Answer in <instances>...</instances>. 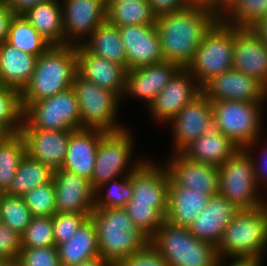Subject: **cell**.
Segmentation results:
<instances>
[{"label":"cell","instance_id":"f35d334b","mask_svg":"<svg viewBox=\"0 0 267 266\" xmlns=\"http://www.w3.org/2000/svg\"><path fill=\"white\" fill-rule=\"evenodd\" d=\"M23 112L20 91L10 87L0 89V134L19 133Z\"/></svg>","mask_w":267,"mask_h":266},{"label":"cell","instance_id":"44dd1931","mask_svg":"<svg viewBox=\"0 0 267 266\" xmlns=\"http://www.w3.org/2000/svg\"><path fill=\"white\" fill-rule=\"evenodd\" d=\"M74 130L20 129L26 154L53 170L62 167L70 135Z\"/></svg>","mask_w":267,"mask_h":266},{"label":"cell","instance_id":"e0dca14e","mask_svg":"<svg viewBox=\"0 0 267 266\" xmlns=\"http://www.w3.org/2000/svg\"><path fill=\"white\" fill-rule=\"evenodd\" d=\"M232 69L256 78L267 88V45L252 28L234 26Z\"/></svg>","mask_w":267,"mask_h":266},{"label":"cell","instance_id":"cb8c5ba5","mask_svg":"<svg viewBox=\"0 0 267 266\" xmlns=\"http://www.w3.org/2000/svg\"><path fill=\"white\" fill-rule=\"evenodd\" d=\"M240 147L218 130L215 119L203 129V135L186 146L181 153L190 160L221 166Z\"/></svg>","mask_w":267,"mask_h":266},{"label":"cell","instance_id":"ee69618b","mask_svg":"<svg viewBox=\"0 0 267 266\" xmlns=\"http://www.w3.org/2000/svg\"><path fill=\"white\" fill-rule=\"evenodd\" d=\"M18 261L21 266H61L56 246L22 248Z\"/></svg>","mask_w":267,"mask_h":266},{"label":"cell","instance_id":"c3c4849f","mask_svg":"<svg viewBox=\"0 0 267 266\" xmlns=\"http://www.w3.org/2000/svg\"><path fill=\"white\" fill-rule=\"evenodd\" d=\"M15 13L5 0H0V43L6 41L10 23Z\"/></svg>","mask_w":267,"mask_h":266},{"label":"cell","instance_id":"7dc6e473","mask_svg":"<svg viewBox=\"0 0 267 266\" xmlns=\"http://www.w3.org/2000/svg\"><path fill=\"white\" fill-rule=\"evenodd\" d=\"M152 12L157 16L164 13L179 11L190 6L188 0H147Z\"/></svg>","mask_w":267,"mask_h":266},{"label":"cell","instance_id":"2e32d148","mask_svg":"<svg viewBox=\"0 0 267 266\" xmlns=\"http://www.w3.org/2000/svg\"><path fill=\"white\" fill-rule=\"evenodd\" d=\"M124 44L127 70L163 62L162 47L155 24L118 27Z\"/></svg>","mask_w":267,"mask_h":266},{"label":"cell","instance_id":"816d5d0a","mask_svg":"<svg viewBox=\"0 0 267 266\" xmlns=\"http://www.w3.org/2000/svg\"><path fill=\"white\" fill-rule=\"evenodd\" d=\"M223 260L225 259L219 258L216 266H223L222 265L224 264ZM233 261L231 264L229 263L227 266H261L262 265L261 263L262 260L254 259V258H233Z\"/></svg>","mask_w":267,"mask_h":266},{"label":"cell","instance_id":"4fadbf2b","mask_svg":"<svg viewBox=\"0 0 267 266\" xmlns=\"http://www.w3.org/2000/svg\"><path fill=\"white\" fill-rule=\"evenodd\" d=\"M201 89L211 102L223 100L263 102L267 97V88L261 82L234 69L213 77Z\"/></svg>","mask_w":267,"mask_h":266},{"label":"cell","instance_id":"60d3db41","mask_svg":"<svg viewBox=\"0 0 267 266\" xmlns=\"http://www.w3.org/2000/svg\"><path fill=\"white\" fill-rule=\"evenodd\" d=\"M56 246L52 217L33 216L21 235V248Z\"/></svg>","mask_w":267,"mask_h":266},{"label":"cell","instance_id":"94428289","mask_svg":"<svg viewBox=\"0 0 267 266\" xmlns=\"http://www.w3.org/2000/svg\"><path fill=\"white\" fill-rule=\"evenodd\" d=\"M3 261H4V260L0 257V265L2 264Z\"/></svg>","mask_w":267,"mask_h":266},{"label":"cell","instance_id":"5bb4252c","mask_svg":"<svg viewBox=\"0 0 267 266\" xmlns=\"http://www.w3.org/2000/svg\"><path fill=\"white\" fill-rule=\"evenodd\" d=\"M201 93L198 81L186 68H181L154 98L149 112L155 120L166 123Z\"/></svg>","mask_w":267,"mask_h":266},{"label":"cell","instance_id":"f1b7e54d","mask_svg":"<svg viewBox=\"0 0 267 266\" xmlns=\"http://www.w3.org/2000/svg\"><path fill=\"white\" fill-rule=\"evenodd\" d=\"M61 266H75L100 257L97 230L89 217L66 242L57 246Z\"/></svg>","mask_w":267,"mask_h":266},{"label":"cell","instance_id":"7c38bea8","mask_svg":"<svg viewBox=\"0 0 267 266\" xmlns=\"http://www.w3.org/2000/svg\"><path fill=\"white\" fill-rule=\"evenodd\" d=\"M62 4L64 45H82V38L90 37L106 21L104 0H63Z\"/></svg>","mask_w":267,"mask_h":266},{"label":"cell","instance_id":"d4e9b609","mask_svg":"<svg viewBox=\"0 0 267 266\" xmlns=\"http://www.w3.org/2000/svg\"><path fill=\"white\" fill-rule=\"evenodd\" d=\"M106 133L103 130L89 128L74 130L70 135L61 169L74 172L90 180L94 172L99 141Z\"/></svg>","mask_w":267,"mask_h":266},{"label":"cell","instance_id":"603a6c76","mask_svg":"<svg viewBox=\"0 0 267 266\" xmlns=\"http://www.w3.org/2000/svg\"><path fill=\"white\" fill-rule=\"evenodd\" d=\"M126 71L122 65L88 53L81 45L77 46V73L82 78L113 91L120 98L124 97Z\"/></svg>","mask_w":267,"mask_h":266},{"label":"cell","instance_id":"ac0fdd59","mask_svg":"<svg viewBox=\"0 0 267 266\" xmlns=\"http://www.w3.org/2000/svg\"><path fill=\"white\" fill-rule=\"evenodd\" d=\"M213 119L212 102L203 93L183 107L171 120L174 153L181 152L202 136L203 129Z\"/></svg>","mask_w":267,"mask_h":266},{"label":"cell","instance_id":"6da1fadb","mask_svg":"<svg viewBox=\"0 0 267 266\" xmlns=\"http://www.w3.org/2000/svg\"><path fill=\"white\" fill-rule=\"evenodd\" d=\"M219 20V12L201 5H190L179 11L157 15L155 26L163 61L186 68L204 36Z\"/></svg>","mask_w":267,"mask_h":266},{"label":"cell","instance_id":"db71d44e","mask_svg":"<svg viewBox=\"0 0 267 266\" xmlns=\"http://www.w3.org/2000/svg\"><path fill=\"white\" fill-rule=\"evenodd\" d=\"M191 5H201L210 7L217 12L221 11V0H188Z\"/></svg>","mask_w":267,"mask_h":266},{"label":"cell","instance_id":"5b68a950","mask_svg":"<svg viewBox=\"0 0 267 266\" xmlns=\"http://www.w3.org/2000/svg\"><path fill=\"white\" fill-rule=\"evenodd\" d=\"M152 246L168 266H216L217 247L197 239L186 227L164 221L150 238Z\"/></svg>","mask_w":267,"mask_h":266},{"label":"cell","instance_id":"d590c367","mask_svg":"<svg viewBox=\"0 0 267 266\" xmlns=\"http://www.w3.org/2000/svg\"><path fill=\"white\" fill-rule=\"evenodd\" d=\"M25 154V142L20 132L0 135V191L2 193L9 188Z\"/></svg>","mask_w":267,"mask_h":266},{"label":"cell","instance_id":"9a60e30c","mask_svg":"<svg viewBox=\"0 0 267 266\" xmlns=\"http://www.w3.org/2000/svg\"><path fill=\"white\" fill-rule=\"evenodd\" d=\"M56 213L91 214L95 189L90 180L66 169L54 170Z\"/></svg>","mask_w":267,"mask_h":266},{"label":"cell","instance_id":"f546056e","mask_svg":"<svg viewBox=\"0 0 267 266\" xmlns=\"http://www.w3.org/2000/svg\"><path fill=\"white\" fill-rule=\"evenodd\" d=\"M62 2L48 0L38 3L23 15L52 46L64 45Z\"/></svg>","mask_w":267,"mask_h":266},{"label":"cell","instance_id":"d6986e66","mask_svg":"<svg viewBox=\"0 0 267 266\" xmlns=\"http://www.w3.org/2000/svg\"><path fill=\"white\" fill-rule=\"evenodd\" d=\"M167 162L170 179L178 186L205 191L210 196L218 194V167L185 157L181 152L174 153Z\"/></svg>","mask_w":267,"mask_h":266},{"label":"cell","instance_id":"4dcf8cb0","mask_svg":"<svg viewBox=\"0 0 267 266\" xmlns=\"http://www.w3.org/2000/svg\"><path fill=\"white\" fill-rule=\"evenodd\" d=\"M87 39L81 46L88 53L122 65L127 70L125 48L117 26L106 20Z\"/></svg>","mask_w":267,"mask_h":266},{"label":"cell","instance_id":"7a4b0ae2","mask_svg":"<svg viewBox=\"0 0 267 266\" xmlns=\"http://www.w3.org/2000/svg\"><path fill=\"white\" fill-rule=\"evenodd\" d=\"M90 218L96 226L100 257L110 266L149 245L150 238L138 229L124 208H94Z\"/></svg>","mask_w":267,"mask_h":266},{"label":"cell","instance_id":"9c48e42d","mask_svg":"<svg viewBox=\"0 0 267 266\" xmlns=\"http://www.w3.org/2000/svg\"><path fill=\"white\" fill-rule=\"evenodd\" d=\"M261 103L237 100L212 102L218 130L240 148L257 146L255 143L259 141L262 128Z\"/></svg>","mask_w":267,"mask_h":266},{"label":"cell","instance_id":"1f68e13d","mask_svg":"<svg viewBox=\"0 0 267 266\" xmlns=\"http://www.w3.org/2000/svg\"><path fill=\"white\" fill-rule=\"evenodd\" d=\"M53 175L54 170L50 166L25 154L9 188L4 193L22 196L27 191L52 182Z\"/></svg>","mask_w":267,"mask_h":266},{"label":"cell","instance_id":"4316f807","mask_svg":"<svg viewBox=\"0 0 267 266\" xmlns=\"http://www.w3.org/2000/svg\"><path fill=\"white\" fill-rule=\"evenodd\" d=\"M210 197L205 191L178 186L170 179L165 220L174 226L189 228L198 214L204 210Z\"/></svg>","mask_w":267,"mask_h":266},{"label":"cell","instance_id":"681fc988","mask_svg":"<svg viewBox=\"0 0 267 266\" xmlns=\"http://www.w3.org/2000/svg\"><path fill=\"white\" fill-rule=\"evenodd\" d=\"M15 15H23L38 3L48 0H5Z\"/></svg>","mask_w":267,"mask_h":266},{"label":"cell","instance_id":"9f6ffc18","mask_svg":"<svg viewBox=\"0 0 267 266\" xmlns=\"http://www.w3.org/2000/svg\"><path fill=\"white\" fill-rule=\"evenodd\" d=\"M0 266H21L18 259L14 260H4Z\"/></svg>","mask_w":267,"mask_h":266},{"label":"cell","instance_id":"8992f818","mask_svg":"<svg viewBox=\"0 0 267 266\" xmlns=\"http://www.w3.org/2000/svg\"><path fill=\"white\" fill-rule=\"evenodd\" d=\"M250 147L240 148L218 167V194L239 209H255L267 203L260 198ZM264 200V201H263Z\"/></svg>","mask_w":267,"mask_h":266},{"label":"cell","instance_id":"836d02e7","mask_svg":"<svg viewBox=\"0 0 267 266\" xmlns=\"http://www.w3.org/2000/svg\"><path fill=\"white\" fill-rule=\"evenodd\" d=\"M6 42L37 58L52 46L38 33L24 15H14Z\"/></svg>","mask_w":267,"mask_h":266},{"label":"cell","instance_id":"83f0119b","mask_svg":"<svg viewBox=\"0 0 267 266\" xmlns=\"http://www.w3.org/2000/svg\"><path fill=\"white\" fill-rule=\"evenodd\" d=\"M37 57L11 46L0 43V78L5 87L20 92L29 83Z\"/></svg>","mask_w":267,"mask_h":266},{"label":"cell","instance_id":"7402d4cb","mask_svg":"<svg viewBox=\"0 0 267 266\" xmlns=\"http://www.w3.org/2000/svg\"><path fill=\"white\" fill-rule=\"evenodd\" d=\"M240 210L219 194L211 196L204 210L198 214L188 229L197 239L217 247L224 229Z\"/></svg>","mask_w":267,"mask_h":266},{"label":"cell","instance_id":"bcb514c9","mask_svg":"<svg viewBox=\"0 0 267 266\" xmlns=\"http://www.w3.org/2000/svg\"><path fill=\"white\" fill-rule=\"evenodd\" d=\"M115 266H168L163 257L150 244L142 251L134 253L129 258Z\"/></svg>","mask_w":267,"mask_h":266},{"label":"cell","instance_id":"3957f363","mask_svg":"<svg viewBox=\"0 0 267 266\" xmlns=\"http://www.w3.org/2000/svg\"><path fill=\"white\" fill-rule=\"evenodd\" d=\"M77 74V46H51L36 59L29 83L20 92L23 111L33 102L72 87Z\"/></svg>","mask_w":267,"mask_h":266},{"label":"cell","instance_id":"f6af8a7d","mask_svg":"<svg viewBox=\"0 0 267 266\" xmlns=\"http://www.w3.org/2000/svg\"><path fill=\"white\" fill-rule=\"evenodd\" d=\"M21 249V235L0 221V257L3 260L18 259Z\"/></svg>","mask_w":267,"mask_h":266},{"label":"cell","instance_id":"277c9868","mask_svg":"<svg viewBox=\"0 0 267 266\" xmlns=\"http://www.w3.org/2000/svg\"><path fill=\"white\" fill-rule=\"evenodd\" d=\"M266 246L267 204L255 209H241L224 229L217 253L224 259L263 260Z\"/></svg>","mask_w":267,"mask_h":266},{"label":"cell","instance_id":"ffe728a7","mask_svg":"<svg viewBox=\"0 0 267 266\" xmlns=\"http://www.w3.org/2000/svg\"><path fill=\"white\" fill-rule=\"evenodd\" d=\"M180 69L174 63L163 61L127 70L124 95L142 99L149 107Z\"/></svg>","mask_w":267,"mask_h":266},{"label":"cell","instance_id":"d6a6232c","mask_svg":"<svg viewBox=\"0 0 267 266\" xmlns=\"http://www.w3.org/2000/svg\"><path fill=\"white\" fill-rule=\"evenodd\" d=\"M267 16V0H230L219 12L220 21L240 28H252Z\"/></svg>","mask_w":267,"mask_h":266},{"label":"cell","instance_id":"b9f144b4","mask_svg":"<svg viewBox=\"0 0 267 266\" xmlns=\"http://www.w3.org/2000/svg\"><path fill=\"white\" fill-rule=\"evenodd\" d=\"M56 190L53 181L27 191L22 198L32 216L52 217L56 213Z\"/></svg>","mask_w":267,"mask_h":266},{"label":"cell","instance_id":"6f0895ef","mask_svg":"<svg viewBox=\"0 0 267 266\" xmlns=\"http://www.w3.org/2000/svg\"><path fill=\"white\" fill-rule=\"evenodd\" d=\"M131 1H135V0H111L108 3H123V2H131Z\"/></svg>","mask_w":267,"mask_h":266},{"label":"cell","instance_id":"52a82bcc","mask_svg":"<svg viewBox=\"0 0 267 266\" xmlns=\"http://www.w3.org/2000/svg\"><path fill=\"white\" fill-rule=\"evenodd\" d=\"M234 26L220 20L209 30L186 69L202 87L207 81L232 69Z\"/></svg>","mask_w":267,"mask_h":266},{"label":"cell","instance_id":"f907efd6","mask_svg":"<svg viewBox=\"0 0 267 266\" xmlns=\"http://www.w3.org/2000/svg\"><path fill=\"white\" fill-rule=\"evenodd\" d=\"M262 153H264V154L262 155L263 160L260 161L261 163H259V160L257 162L256 161L257 159H254L252 157L253 165H254V171H255V178H256V182H257L258 186H259L260 182L263 183L265 180V183H266V181H267V148Z\"/></svg>","mask_w":267,"mask_h":266},{"label":"cell","instance_id":"7bdbcfd3","mask_svg":"<svg viewBox=\"0 0 267 266\" xmlns=\"http://www.w3.org/2000/svg\"><path fill=\"white\" fill-rule=\"evenodd\" d=\"M89 217L84 213H55L52 221L56 247L68 241Z\"/></svg>","mask_w":267,"mask_h":266},{"label":"cell","instance_id":"8fae6325","mask_svg":"<svg viewBox=\"0 0 267 266\" xmlns=\"http://www.w3.org/2000/svg\"><path fill=\"white\" fill-rule=\"evenodd\" d=\"M129 132L125 127L117 132H107L100 139L90 179L95 190L110 180L119 179L120 175L122 177L126 167H129L134 142Z\"/></svg>","mask_w":267,"mask_h":266},{"label":"cell","instance_id":"30bf717a","mask_svg":"<svg viewBox=\"0 0 267 266\" xmlns=\"http://www.w3.org/2000/svg\"><path fill=\"white\" fill-rule=\"evenodd\" d=\"M77 96L70 87L51 97L31 103L23 112L21 129H81Z\"/></svg>","mask_w":267,"mask_h":266},{"label":"cell","instance_id":"e575fe53","mask_svg":"<svg viewBox=\"0 0 267 266\" xmlns=\"http://www.w3.org/2000/svg\"><path fill=\"white\" fill-rule=\"evenodd\" d=\"M106 20L117 26L153 25L156 15L147 0L123 3H107Z\"/></svg>","mask_w":267,"mask_h":266},{"label":"cell","instance_id":"74e56055","mask_svg":"<svg viewBox=\"0 0 267 266\" xmlns=\"http://www.w3.org/2000/svg\"><path fill=\"white\" fill-rule=\"evenodd\" d=\"M124 209L138 229L151 238L165 221L168 204H143L130 200Z\"/></svg>","mask_w":267,"mask_h":266},{"label":"cell","instance_id":"f5cc1de1","mask_svg":"<svg viewBox=\"0 0 267 266\" xmlns=\"http://www.w3.org/2000/svg\"><path fill=\"white\" fill-rule=\"evenodd\" d=\"M252 29L260 36L263 42L267 45V16L261 19Z\"/></svg>","mask_w":267,"mask_h":266},{"label":"cell","instance_id":"ab89813d","mask_svg":"<svg viewBox=\"0 0 267 266\" xmlns=\"http://www.w3.org/2000/svg\"><path fill=\"white\" fill-rule=\"evenodd\" d=\"M32 214L22 196L0 195V221L11 230L22 235L29 225Z\"/></svg>","mask_w":267,"mask_h":266},{"label":"cell","instance_id":"680465c9","mask_svg":"<svg viewBox=\"0 0 267 266\" xmlns=\"http://www.w3.org/2000/svg\"><path fill=\"white\" fill-rule=\"evenodd\" d=\"M230 0H221V10L224 8V6L229 2Z\"/></svg>","mask_w":267,"mask_h":266},{"label":"cell","instance_id":"8d00e7d4","mask_svg":"<svg viewBox=\"0 0 267 266\" xmlns=\"http://www.w3.org/2000/svg\"><path fill=\"white\" fill-rule=\"evenodd\" d=\"M144 160H138L134 165L128 168V173L124 174L123 179L117 181L116 179L110 180L100 185L95 190V208H124L126 203L133 197L132 189V172L143 162ZM112 182V183H111ZM110 184V185H109ZM109 186L106 195H100L105 187ZM103 189V190H102Z\"/></svg>","mask_w":267,"mask_h":266},{"label":"cell","instance_id":"484cf974","mask_svg":"<svg viewBox=\"0 0 267 266\" xmlns=\"http://www.w3.org/2000/svg\"><path fill=\"white\" fill-rule=\"evenodd\" d=\"M153 163L145 160L132 172L135 203L168 204L170 176L165 165Z\"/></svg>","mask_w":267,"mask_h":266},{"label":"cell","instance_id":"11a10c76","mask_svg":"<svg viewBox=\"0 0 267 266\" xmlns=\"http://www.w3.org/2000/svg\"><path fill=\"white\" fill-rule=\"evenodd\" d=\"M75 266H110L104 259L101 257H96L87 261H84L82 263H79Z\"/></svg>","mask_w":267,"mask_h":266},{"label":"cell","instance_id":"91938a15","mask_svg":"<svg viewBox=\"0 0 267 266\" xmlns=\"http://www.w3.org/2000/svg\"><path fill=\"white\" fill-rule=\"evenodd\" d=\"M5 86L3 85L1 78H0V89L4 88Z\"/></svg>","mask_w":267,"mask_h":266},{"label":"cell","instance_id":"ba28073f","mask_svg":"<svg viewBox=\"0 0 267 266\" xmlns=\"http://www.w3.org/2000/svg\"><path fill=\"white\" fill-rule=\"evenodd\" d=\"M72 87L77 96L82 128L99 129L105 132L125 129L122 125H118L115 118L121 100L117 94L82 78L78 73Z\"/></svg>","mask_w":267,"mask_h":266}]
</instances>
